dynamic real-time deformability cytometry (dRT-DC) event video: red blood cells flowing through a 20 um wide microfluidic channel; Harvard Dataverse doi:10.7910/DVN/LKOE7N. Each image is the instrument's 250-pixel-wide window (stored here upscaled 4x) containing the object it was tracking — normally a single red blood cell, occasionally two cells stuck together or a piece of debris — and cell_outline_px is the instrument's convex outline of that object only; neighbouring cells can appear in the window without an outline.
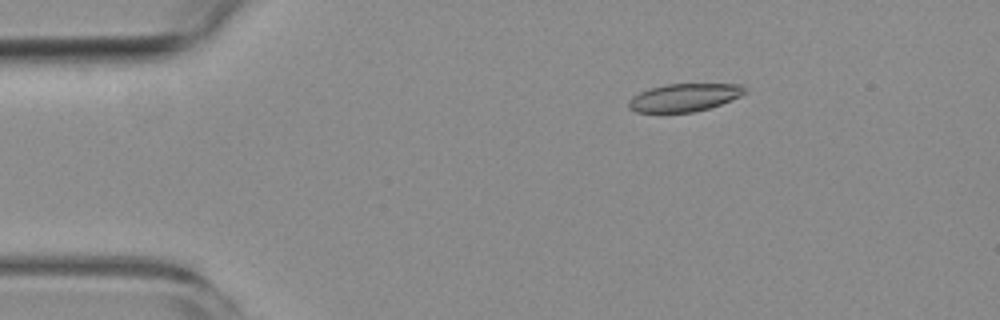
{"species": "common noctule bat (a hibernating species)", "species_latin": "Nyctalus noctula", "temperature_condition": "room temperature", "stored_images_in_passage": 5, "camera_frame_rate_fps": 3000, "um_per_image_px": 0.085, "animal": {"sex": "female", "body_mass_g": 19.3, "forearm_length_mm": 54.1}, "frame": {"image": 1, "passage_image": 3, "time_ms": 2.333, "image_size_px": [1000, 320], "cell_outline_px": [[748, 92], [740, 96], [720, 104], [708, 108], [692, 112], [636, 112], [628, 108], [628, 100], [632, 96], [640, 92], [652, 88], [668, 84], [740, 84]], "centroid_in_image_um": [58.14, 8.29], "position_along_channel_um": 26.9, "area_um2": 18.67}}